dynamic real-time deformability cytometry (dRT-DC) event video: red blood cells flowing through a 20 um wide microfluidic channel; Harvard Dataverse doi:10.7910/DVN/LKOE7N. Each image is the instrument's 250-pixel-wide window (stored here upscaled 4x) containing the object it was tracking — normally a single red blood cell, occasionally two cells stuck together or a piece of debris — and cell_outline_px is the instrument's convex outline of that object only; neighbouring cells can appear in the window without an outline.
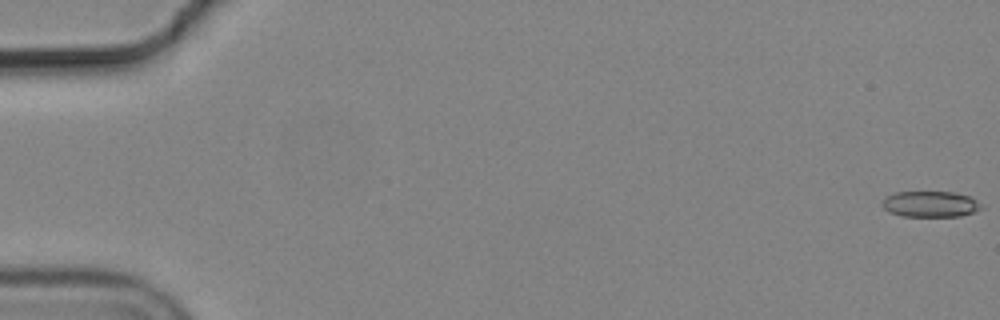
{"species": "common noctule bat (a hibernating species)", "species_latin": "Nyctalus noctula", "temperature_condition": "cold", "stored_images_in_passage": 16, "camera_frame_rate_fps": 3000, "um_per_image_px": 0.085, "animal": {"sex": "male", "body_mass_g": 19.2, "forearm_length_mm": 51.8}, "frame": {"image": 1, "passage_image": 1, "time_ms": 0.0, "image_size_px": [1000, 320], "cell_outline_px": [[984, 208], [976, 212], [960, 216], [900, 216], [888, 212], [880, 204], [884, 196], [896, 192], [956, 192], [972, 196]], "centroid_in_image_um": [79.08, 17.34], "position_along_channel_um": 5.9, "area_um2": 15.32}}
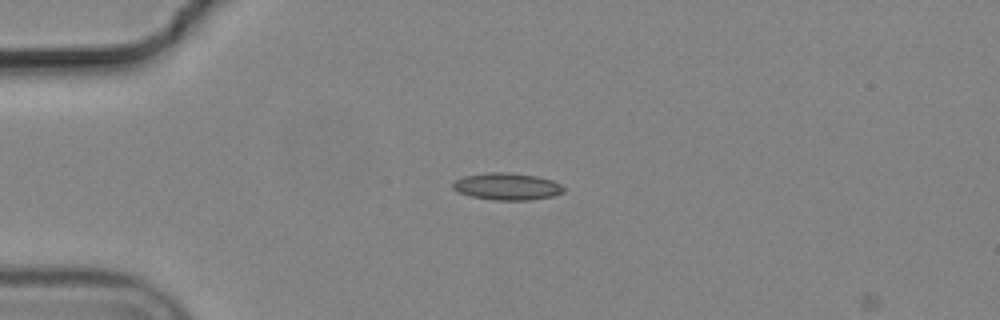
{"frame": {"image": 2, "passage_image": 15, "time_ms": 4.667, "image_size_px": [1000, 320], "cell_outline_px": [[564, 192], [552, 196], [528, 200], [492, 200], [472, 196], [456, 192], [452, 188], [452, 184], [456, 180], [464, 176], [488, 172], [508, 172], [536, 176], [552, 180], [560, 184], [564, 188]], "centroid_in_image_um": [43.07, 15.85], "position_along_channel_um": 41.9, "area_um2": 17.46}}